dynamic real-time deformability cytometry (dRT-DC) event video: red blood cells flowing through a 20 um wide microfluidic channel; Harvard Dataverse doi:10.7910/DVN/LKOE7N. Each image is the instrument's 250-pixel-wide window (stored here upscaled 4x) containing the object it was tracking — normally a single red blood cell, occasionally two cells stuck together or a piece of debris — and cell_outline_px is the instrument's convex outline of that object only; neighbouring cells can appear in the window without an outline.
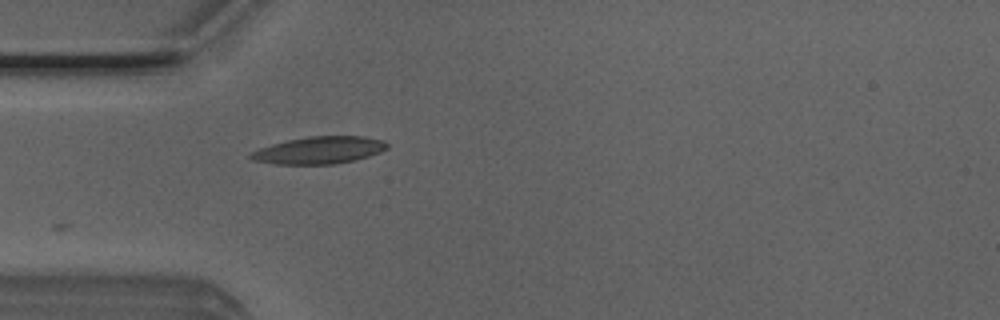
{"species": "Egyptian fruit bat (a non-hibernating species)", "species_latin": "Rousettus aegyptiacus", "temperature_condition": "room temperature", "stored_images_in_passage": 22, "camera_frame_rate_fps": 3000, "um_per_image_px": 0.085, "animal": {"sex": "male"}, "frame": {"image": 1, "passage_image": 1, "time_ms": 0.0, "image_size_px": [1000, 320], "cell_outline_px": [[388, 148], [380, 152], [356, 160], [332, 164], [272, 164], [252, 160], [248, 156], [252, 152], [260, 148], [272, 144], [288, 140], [308, 136], [364, 136], [384, 140], [388, 144]], "centroid_in_image_um": [27.14, 12.76], "position_along_channel_um": 57.9, "area_um2": 21.68}}
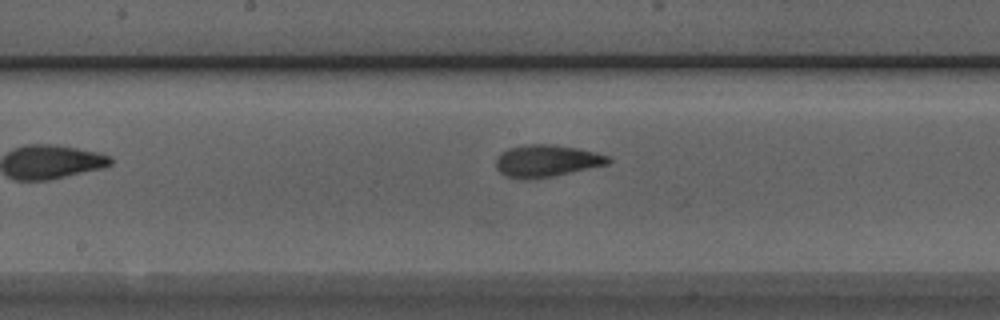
{"frame": {"image": 2, "passage_image": 12, "time_ms": 3.667, "image_size_px": [1000, 320], "cell_outline_px": [[612, 160], [608, 164], [556, 176], [532, 180], [520, 180], [504, 176], [496, 168], [496, 160], [500, 152], [508, 148], [524, 144], [552, 144], [576, 148], [596, 152], [608, 156]], "centroid_in_image_um": [46.42, 13.69], "position_along_channel_um": 201.8, "area_um2": 21.44}}
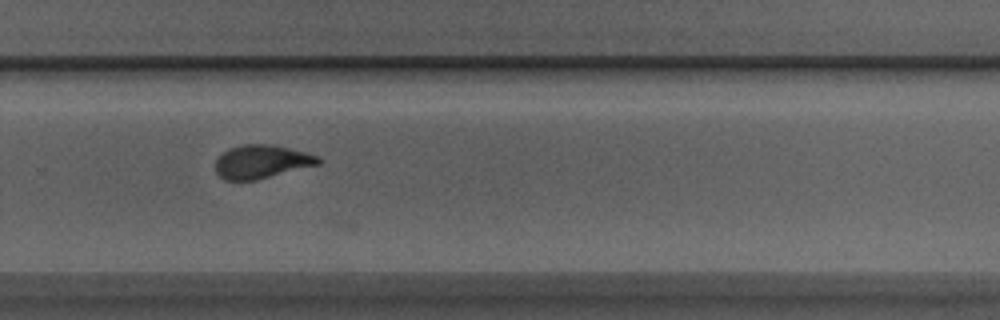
{"frame": {"image": 3, "passage_image": 20, "time_ms": 6.333, "image_size_px": [1000, 320], "cell_outline_px": [[320, 164], [256, 180], [224, 180], [216, 172], [216, 160], [228, 148], [244, 144], [272, 144], [320, 156]], "centroid_in_image_um": [22.23, 13.74], "position_along_channel_um": 307.6, "area_um2": 19.94}}